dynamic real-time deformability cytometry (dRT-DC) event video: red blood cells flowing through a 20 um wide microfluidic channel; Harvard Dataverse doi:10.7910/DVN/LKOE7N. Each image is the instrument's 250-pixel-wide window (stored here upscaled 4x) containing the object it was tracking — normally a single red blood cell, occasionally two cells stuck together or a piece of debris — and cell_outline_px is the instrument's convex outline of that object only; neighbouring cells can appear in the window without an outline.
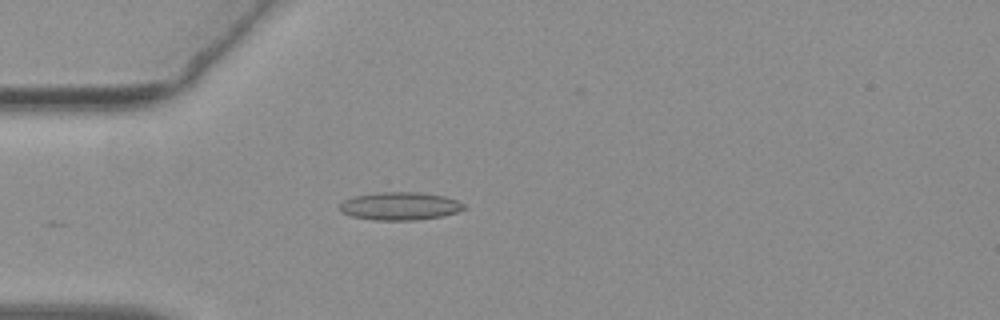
{"species": "common noctule bat (a hibernating species)", "species_latin": "Nyctalus noctula", "temperature_condition": "warm", "stored_images_in_passage": 32, "camera_frame_rate_fps": 3000, "um_per_image_px": 0.085, "animal": {"sex": "female", "body_mass_g": 19.3, "forearm_length_mm": 54.1}, "frame": {"image": 1, "passage_image": 15, "time_ms": 4.667, "image_size_px": [1000, 320], "cell_outline_px": [[468, 208], [444, 216], [416, 220], [376, 220], [352, 216], [340, 212], [340, 204], [344, 200], [352, 196], [376, 192], [420, 192], [444, 196], [456, 200], [464, 204]], "centroid_in_image_um": [34.0, 17.51], "position_along_channel_um": 51.0, "area_um2": 20.4}}
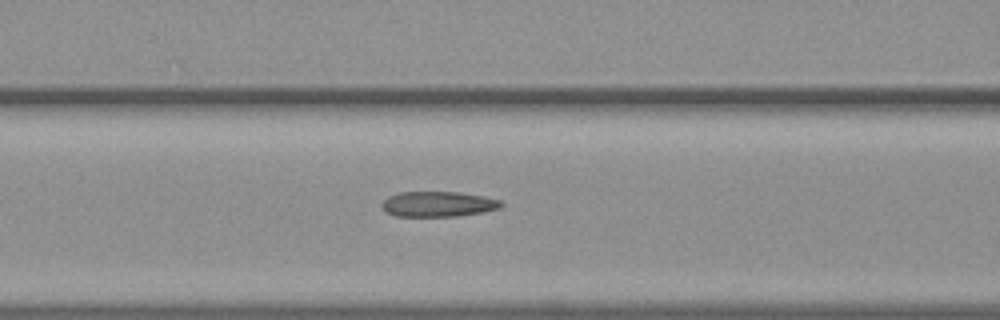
{"frame": {"image": 2, "passage_image": 22, "time_ms": 7.0, "image_size_px": [1000, 320], "cell_outline_px": [[504, 204], [500, 208], [484, 212], [460, 216], [396, 216], [384, 212], [380, 204], [388, 196], [400, 192], [460, 192], [484, 196], [500, 200]], "centroid_in_image_um": [37.24, 17.35], "position_along_channel_um": 129.4, "area_um2": 17.8}}
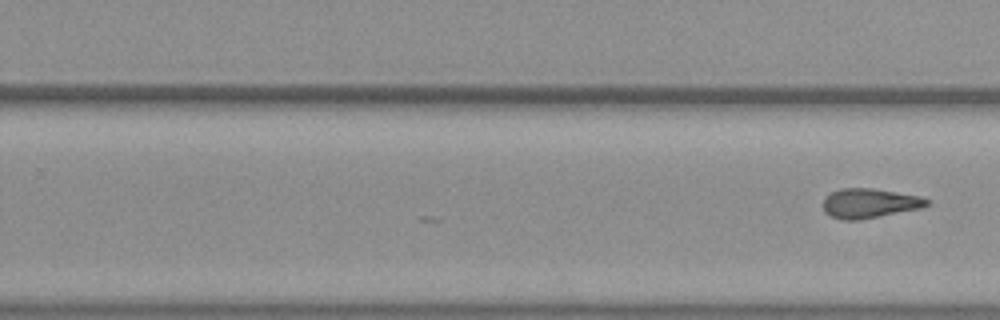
{"frame": {"image": 3, "passage_image": 32, "time_ms": 10.333, "image_size_px": [1000, 320], "cell_outline_px": [[932, 200], [928, 204], [920, 208], [860, 220], [840, 220], [824, 212], [824, 196], [832, 192], [844, 188], [872, 188], [920, 196]], "centroid_in_image_um": [73.9, 17.28], "position_along_channel_um": 255.9, "area_um2": 17.8}}